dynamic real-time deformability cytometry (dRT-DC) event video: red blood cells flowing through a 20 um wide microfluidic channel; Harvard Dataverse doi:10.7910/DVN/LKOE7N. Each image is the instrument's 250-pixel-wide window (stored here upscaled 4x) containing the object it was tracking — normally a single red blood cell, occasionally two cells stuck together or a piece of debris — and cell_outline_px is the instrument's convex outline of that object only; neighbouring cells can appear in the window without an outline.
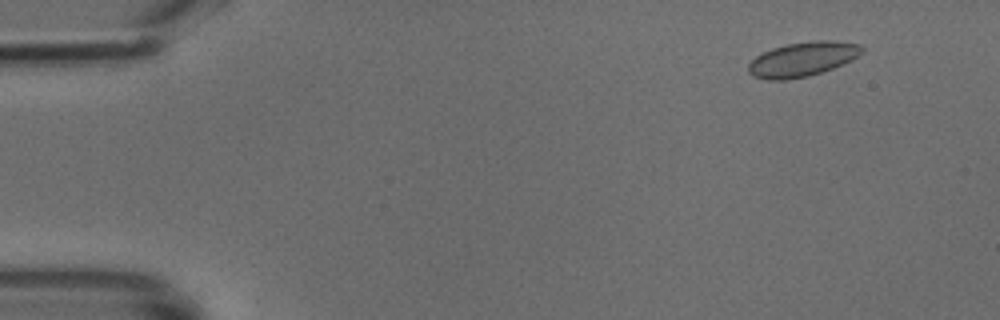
{"species": "common noctule bat (a hibernating species)", "species_latin": "Nyctalus noctula", "temperature_condition": "cold", "stored_images_in_passage": 49, "camera_frame_rate_fps": 3000, "um_per_image_px": 0.085, "animal": {"sex": "male", "body_mass_g": 18.8}, "frame": {"image": 1, "passage_image": 5, "time_ms": 1.333, "image_size_px": [1000, 320], "cell_outline_px": [[864, 52], [852, 60], [832, 68], [808, 76], [784, 80], [768, 80], [752, 76], [748, 72], [748, 64], [756, 56], [772, 48], [784, 44], [812, 40], [832, 40], [860, 44], [864, 48]], "centroid_in_image_um": [68.22, 5.02], "position_along_channel_um": 16.8, "area_um2": 22.95}}
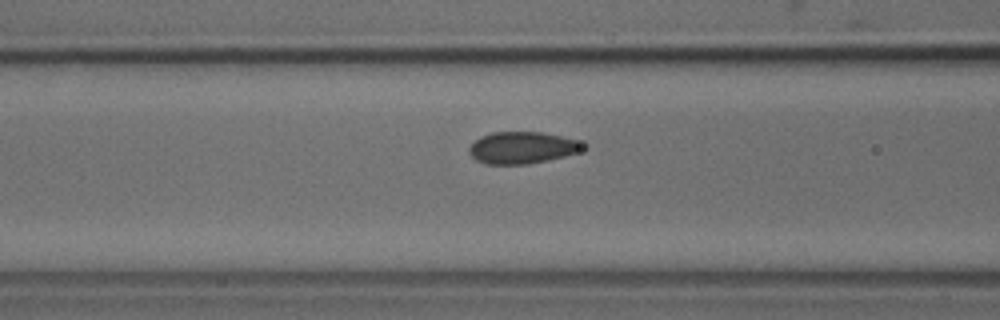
{"frame": {"image": 2, "passage_image": 20, "time_ms": 6.333, "image_size_px": [1000, 320], "cell_outline_px": [[584, 148], [576, 152], [564, 156], [548, 160], [528, 164], [484, 164], [476, 160], [468, 152], [468, 148], [480, 136], [492, 132], [544, 132], [576, 140], [584, 144]], "centroid_in_image_um": [44.34, 12.55], "position_along_channel_um": 122.3, "area_um2": 21.04}}
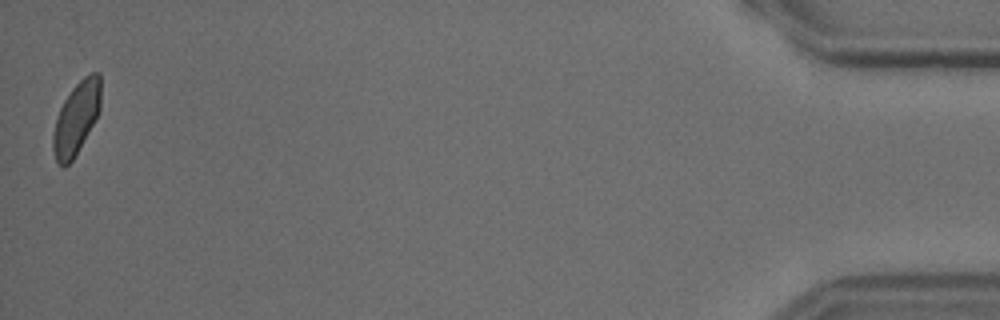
{"frame": {"image": 3, "passage_image": 49, "time_ms": 16.0, "image_size_px": [1000, 320], "cell_outline_px": [[100, 108], [92, 124], [72, 160], [64, 168], [56, 160], [52, 148], [52, 136], [56, 120], [60, 108], [64, 100], [72, 88], [84, 76], [92, 72], [100, 72]], "centroid_in_image_um": [6.47, 10.01], "position_along_channel_um": 428.7, "area_um2": 19.65}}